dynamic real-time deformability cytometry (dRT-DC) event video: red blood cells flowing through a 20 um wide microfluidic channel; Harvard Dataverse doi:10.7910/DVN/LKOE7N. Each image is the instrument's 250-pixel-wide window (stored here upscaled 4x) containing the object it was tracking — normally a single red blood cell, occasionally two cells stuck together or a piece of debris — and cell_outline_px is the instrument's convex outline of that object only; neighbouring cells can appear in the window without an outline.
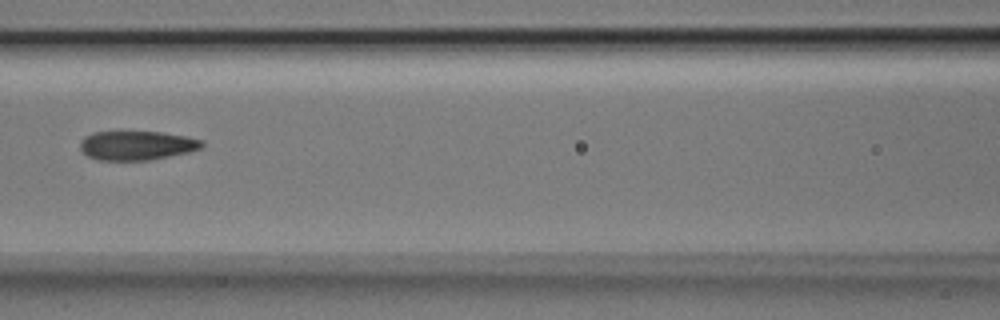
{"species": "Egyptian fruit bat (a non-hibernating species)", "species_latin": "Rousettus aegyptiacus", "temperature_condition": "room temperature", "stored_images_in_passage": 7, "camera_frame_rate_fps": 3000, "um_per_image_px": 0.085, "animal": {"sex": "male"}, "frame": {"image": 1, "passage_image": 7, "time_ms": 2.0, "image_size_px": [1000, 320], "cell_outline_px": [[204, 148], [188, 152], [148, 160], [96, 160], [80, 152], [80, 140], [84, 136], [92, 132], [160, 132], [184, 136], [204, 140]], "centroid_in_image_um": [11.6, 12.36], "position_along_channel_um": 155.0, "area_um2": 20.81}}